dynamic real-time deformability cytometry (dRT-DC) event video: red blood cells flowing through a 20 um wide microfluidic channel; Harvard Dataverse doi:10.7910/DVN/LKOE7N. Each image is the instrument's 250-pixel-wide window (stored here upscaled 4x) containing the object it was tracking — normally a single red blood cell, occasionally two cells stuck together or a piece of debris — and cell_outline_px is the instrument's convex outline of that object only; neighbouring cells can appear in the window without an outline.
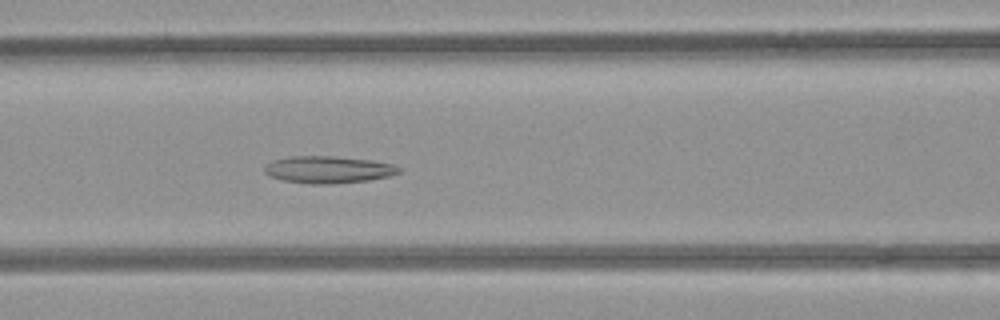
{"species": "common noctule bat (a hibernating species)", "species_latin": "Nyctalus noctula", "temperature_condition": "room temperature", "stored_images_in_passage": 52, "camera_frame_rate_fps": 3000, "um_per_image_px": 0.085, "animal": {"sex": "female", "body_mass_g": 21.9}, "frame": {"image": 1, "passage_image": 22, "time_ms": 7.0, "image_size_px": [1000, 320], "cell_outline_px": [[400, 172], [388, 176], [368, 180], [332, 184], [308, 184], [284, 180], [268, 176], [264, 172], [264, 168], [272, 160], [288, 156], [332, 156], [372, 160], [392, 164], [400, 168]], "centroid_in_image_um": [27.86, 14.41], "position_along_channel_um": 138.7, "area_um2": 21.21}}
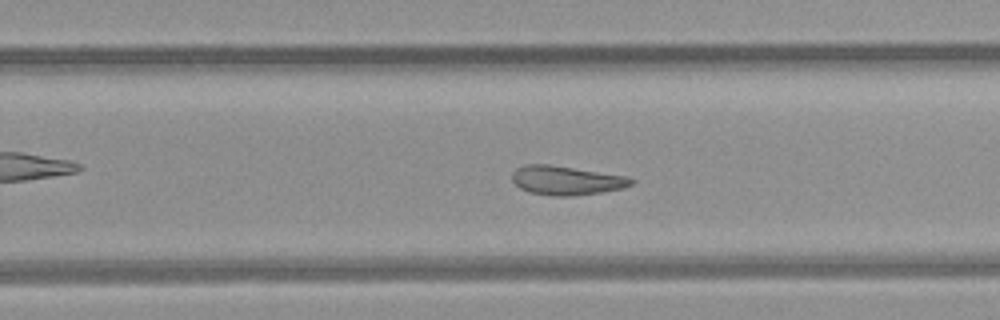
{"frame": {"image": 2, "passage_image": 33, "time_ms": 10.667, "image_size_px": [1000, 320], "cell_outline_px": [[636, 180], [632, 184], [624, 188], [604, 192], [572, 196], [552, 196], [528, 192], [520, 188], [512, 180], [512, 172], [516, 168], [524, 164], [548, 164], [628, 176]], "centroid_in_image_um": [48.15, 15.34], "position_along_channel_um": 281.7, "area_um2": 20.4}}
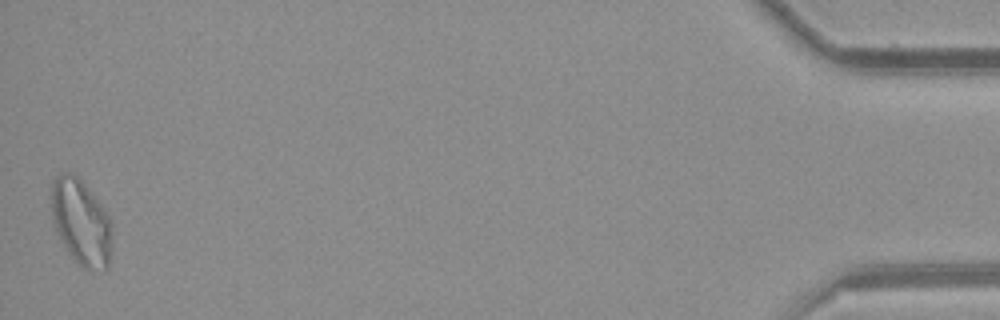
{"frame": {"image": 3, "passage_image": 52, "time_ms": 17.0, "image_size_px": [1000, 320], "cell_outline_px": [[112, 236], [108, 268], [84, 268], [72, 256], [56, 232], [52, 224], [52, 184], [56, 176], [64, 172], [68, 172], [76, 176], [84, 184], [100, 204], [112, 220]], "centroid_in_image_um": [6.89, 18.87], "position_along_channel_um": 428.3, "area_um2": 29.77}, "authors_computed_cell_mechanics": {"area_um2": 23.5535, "velocity_mm_per_s": 3.9128, "shape_relaxation_time_tau1_ms": null, "shape_relaxation_time_tau2_ms": 6.8926, "deformation_change_tau1": null, "deformation_change_tau2": 0.1601}}